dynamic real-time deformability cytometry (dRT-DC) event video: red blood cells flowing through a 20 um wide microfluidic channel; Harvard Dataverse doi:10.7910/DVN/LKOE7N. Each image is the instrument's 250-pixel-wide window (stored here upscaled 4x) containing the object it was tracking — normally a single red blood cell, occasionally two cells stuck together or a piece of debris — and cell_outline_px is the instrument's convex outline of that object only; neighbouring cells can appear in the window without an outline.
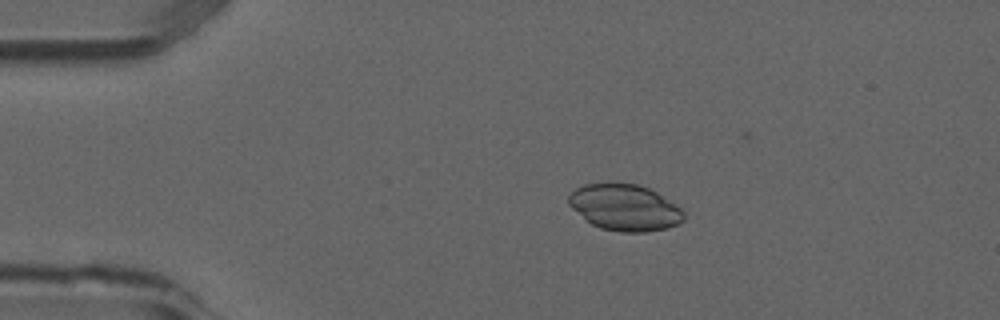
{"species": "common noctule bat (a hibernating species)", "species_latin": "Nyctalus noctula", "temperature_condition": "room temperature", "stored_images_in_passage": 9, "camera_frame_rate_fps": 3000, "um_per_image_px": 0.085, "animal": {"sex": "male", "forearm_length_mm": 52.5}, "frame": {"image": 1, "passage_image": 2, "time_ms": 0.333, "image_size_px": [1000, 320], "cell_outline_px": [[684, 220], [668, 228], [644, 232], [620, 232], [600, 228], [592, 224], [572, 208], [568, 204], [568, 196], [576, 188], [584, 184], [636, 184], [648, 188], [656, 192], [680, 208], [684, 212]], "centroid_in_image_um": [53.1, 17.65], "position_along_channel_um": 31.9, "area_um2": 30.63}}